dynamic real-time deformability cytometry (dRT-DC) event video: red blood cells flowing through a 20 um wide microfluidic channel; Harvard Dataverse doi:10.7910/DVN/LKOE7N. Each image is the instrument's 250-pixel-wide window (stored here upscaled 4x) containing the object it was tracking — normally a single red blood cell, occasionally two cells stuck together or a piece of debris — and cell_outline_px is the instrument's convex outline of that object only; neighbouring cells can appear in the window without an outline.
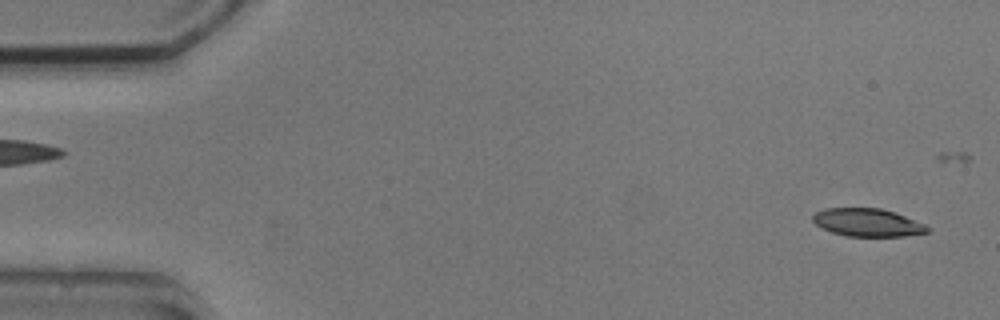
{"species": "common noctule bat (a hibernating species)", "species_latin": "Nyctalus noctula", "temperature_condition": "cold", "stored_images_in_passage": 5, "segment_of_instrument_passage": [2, 2], "camera_frame_rate_fps": 3000, "um_per_image_px": 0.085, "animal": {"sex": "male", "body_mass_g": 20.5, "forearm_length_mm": 52.5}, "frame": {"image": 1, "passage_image": 5, "time_ms": 5.333, "image_size_px": [1000, 320], "cell_outline_px": [[932, 228], [928, 232], [904, 236], [848, 236], [832, 232], [816, 224], [812, 220], [812, 216], [816, 212], [824, 208], [880, 208], [896, 212], [924, 224]], "centroid_in_image_um": [73.76, 18.9], "position_along_channel_um": 11.2, "area_um2": 18.61}}